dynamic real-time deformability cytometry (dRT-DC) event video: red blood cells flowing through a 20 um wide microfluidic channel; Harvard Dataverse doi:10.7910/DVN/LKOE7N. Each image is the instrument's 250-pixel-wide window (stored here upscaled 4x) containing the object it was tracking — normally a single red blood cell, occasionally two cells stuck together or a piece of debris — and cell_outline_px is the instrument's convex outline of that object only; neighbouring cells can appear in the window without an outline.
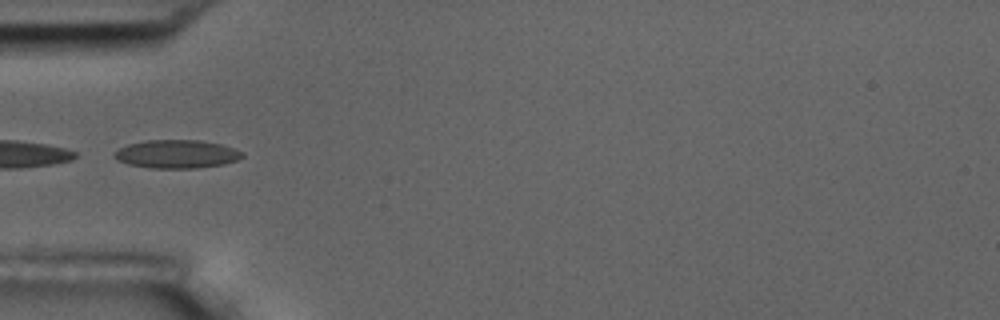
{"species": "common noctule bat (a hibernating species)", "species_latin": "Nyctalus noctula", "temperature_condition": "room temperature", "stored_images_in_passage": 10, "camera_frame_rate_fps": 3000, "um_per_image_px": 0.085, "animal": {"sex": "male", "body_mass_g": 17.5, "forearm_length_mm": 52.3}, "frame": {"image": 1, "passage_image": 5, "time_ms": 4.667, "image_size_px": [1000, 320], "cell_outline_px": [[244, 156], [236, 160], [224, 164], [196, 168], [152, 168], [128, 164], [116, 160], [112, 156], [112, 152], [128, 144], [148, 140], [200, 140], [220, 144], [244, 152]], "centroid_in_image_um": [14.98, 13.09], "position_along_channel_um": 70.0, "area_um2": 21.15}}
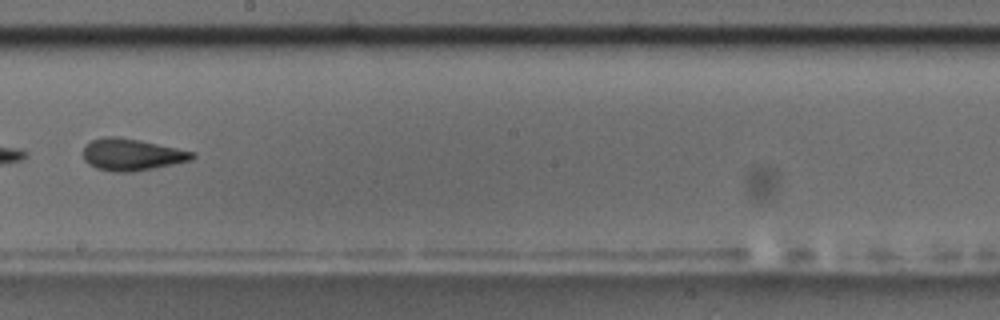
{"frame": {"image": 2, "passage_image": 9, "time_ms": 9.333, "image_size_px": [1000, 320], "cell_outline_px": [[196, 156], [192, 160], [132, 172], [116, 172], [96, 168], [88, 164], [84, 160], [84, 144], [92, 140], [104, 136], [116, 136], [140, 140], [196, 152]], "centroid_in_image_um": [11.19, 13.13], "position_along_channel_um": 237.0, "area_um2": 20.29}}
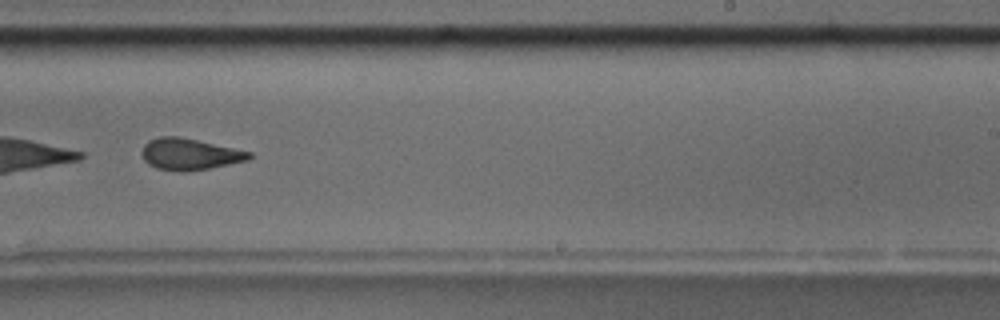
{"frame": {"image": 3, "passage_image": 10, "time_ms": 10.333, "image_size_px": [1000, 320], "cell_outline_px": [[252, 156], [248, 160], [188, 172], [180, 172], [156, 168], [148, 164], [144, 160], [140, 152], [144, 144], [148, 140], [160, 136], [180, 136], [252, 152]], "centroid_in_image_um": [16.07, 13.1], "position_along_channel_um": 272.9, "area_um2": 19.83}}